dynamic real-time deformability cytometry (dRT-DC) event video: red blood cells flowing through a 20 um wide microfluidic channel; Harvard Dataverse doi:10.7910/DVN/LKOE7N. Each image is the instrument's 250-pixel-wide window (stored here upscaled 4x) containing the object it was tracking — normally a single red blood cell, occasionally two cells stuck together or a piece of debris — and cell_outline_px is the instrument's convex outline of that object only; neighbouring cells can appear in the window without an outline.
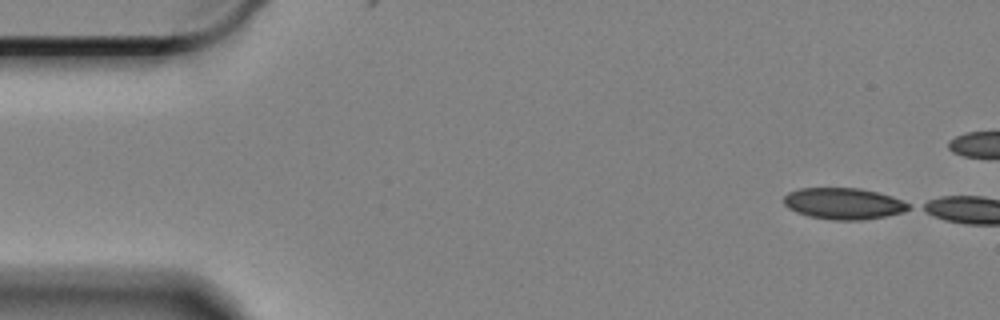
{"species": "Egyptian fruit bat (a non-hibernating species)", "species_latin": "Rousettus aegyptiacus", "temperature_condition": "cold", "stored_images_in_passage": 15, "camera_frame_rate_fps": 3000, "um_per_image_px": 0.085, "animal": {"sex": "female"}, "frame": {"image": 1, "passage_image": 1, "time_ms": 0.0, "image_size_px": [1000, 320], "cell_outline_px": [[908, 208], [900, 212], [884, 216], [860, 220], [836, 220], [808, 216], [796, 212], [788, 208], [784, 204], [784, 196], [788, 192], [796, 188], [860, 188], [892, 196], [908, 204]], "centroid_in_image_um": [71.62, 17.29], "position_along_channel_um": 13.4, "area_um2": 22.54}}
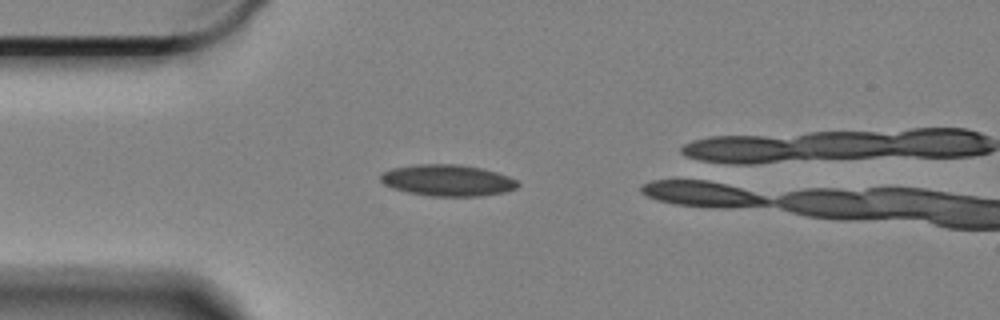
{"frame": {"image": 2, "passage_image": 12, "time_ms": 3.667, "image_size_px": [1000, 320], "cell_outline_px": [[520, 184], [516, 188], [504, 192], [480, 196], [432, 196], [408, 192], [392, 188], [384, 184], [380, 180], [380, 172], [392, 168], [416, 164], [460, 164], [480, 168], [496, 172], [508, 176], [516, 180]], "centroid_in_image_um": [38.01, 15.32], "position_along_channel_um": 47.0, "area_um2": 25.14}}